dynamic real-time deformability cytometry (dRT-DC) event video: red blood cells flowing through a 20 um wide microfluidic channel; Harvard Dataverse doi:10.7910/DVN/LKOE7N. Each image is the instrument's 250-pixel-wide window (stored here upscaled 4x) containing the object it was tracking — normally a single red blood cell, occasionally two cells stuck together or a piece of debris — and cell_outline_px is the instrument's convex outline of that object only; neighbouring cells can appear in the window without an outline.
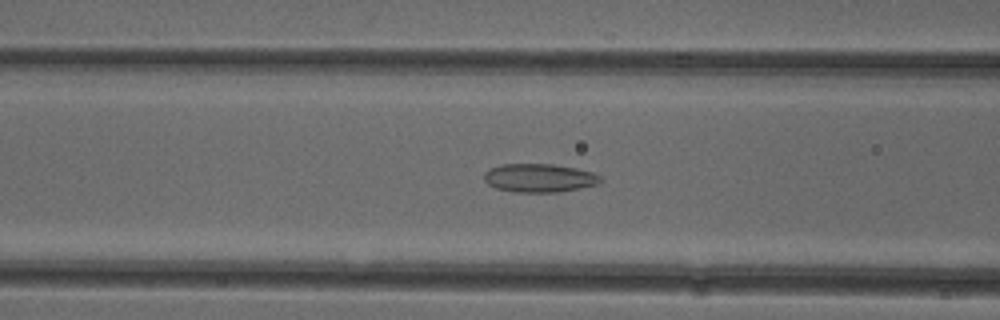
{"species": "common noctule bat (a hibernating species)", "species_latin": "Nyctalus noctula", "temperature_condition": "cold", "stored_images_in_passage": 51, "camera_frame_rate_fps": 3000, "um_per_image_px": 0.085, "animal": {"sex": "female"}, "frame": {"image": 1, "passage_image": 20, "time_ms": 6.333, "image_size_px": [1000, 320], "cell_outline_px": [[600, 180], [596, 184], [560, 192], [516, 192], [496, 188], [488, 184], [484, 180], [484, 172], [488, 168], [500, 164], [552, 164], [576, 168], [592, 172], [600, 176]], "centroid_in_image_um": [45.78, 15.12], "position_along_channel_um": 120.8, "area_um2": 19.25}}
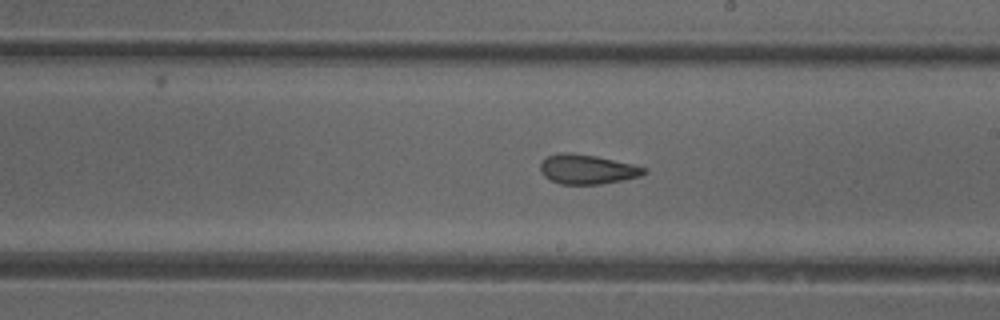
{"frame": {"image": 2, "passage_image": 29, "time_ms": 9.333, "image_size_px": [1000, 320], "cell_outline_px": [[648, 172], [640, 176], [600, 184], [560, 184], [544, 176], [540, 172], [540, 164], [548, 156], [560, 152], [572, 152], [596, 156], [632, 164], [648, 168]], "centroid_in_image_um": [49.91, 14.38], "position_along_channel_um": 239.1, "area_um2": 17.8}}
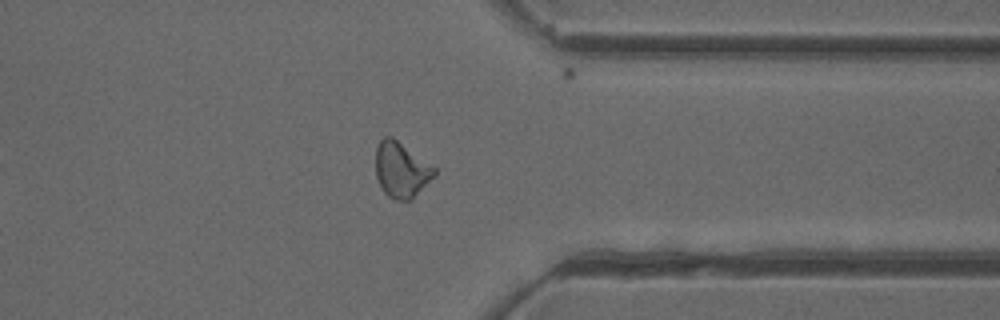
{"frame": {"image": 3, "passage_image": 40, "time_ms": 13.0, "image_size_px": [1000, 320], "cell_outline_px": [[436, 176], [412, 200], [396, 200], [388, 196], [384, 192], [376, 176], [376, 148], [380, 140], [384, 136], [392, 136], [436, 168]], "centroid_in_image_um": [34.13, 14.44], "position_along_channel_um": 377.3, "area_um2": 19.07}, "authors_computed_cell_mechanics": {"area_um2": 19.2474, "velocity_mm_per_s": 3.9358, "shape_relaxation_time_tau1_ms": null, "shape_relaxation_time_tau2_ms": 2.3094, "deformation_change_tau1": null, "deformation_change_tau2": 0.0863}}